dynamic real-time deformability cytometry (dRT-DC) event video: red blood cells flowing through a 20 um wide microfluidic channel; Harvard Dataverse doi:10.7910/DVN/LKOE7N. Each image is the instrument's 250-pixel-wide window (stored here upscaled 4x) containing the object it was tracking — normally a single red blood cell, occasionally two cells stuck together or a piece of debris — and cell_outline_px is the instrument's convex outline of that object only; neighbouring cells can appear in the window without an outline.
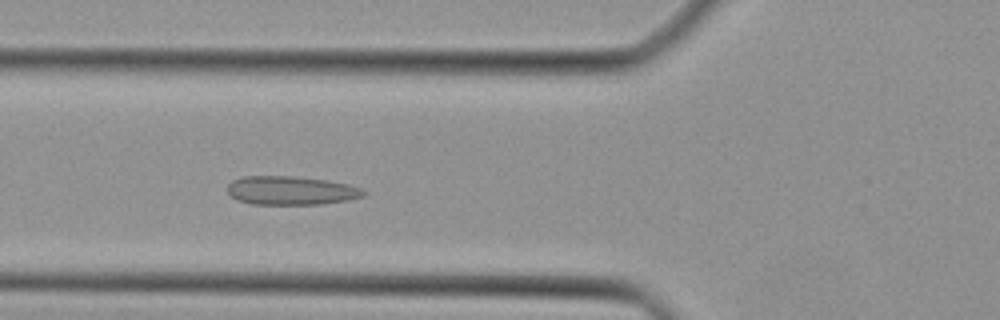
{"species": "Egyptian fruit bat (a non-hibernating species)", "species_latin": "Rousettus aegyptiacus", "temperature_condition": "cold", "stored_images_in_passage": 42, "camera_frame_rate_fps": 3000, "um_per_image_px": 0.085, "animal": {"sex": "female"}, "frame": {"image": 1, "passage_image": 14, "time_ms": 4.333, "image_size_px": [1000, 320], "cell_outline_px": [[368, 192], [364, 196], [344, 200], [320, 204], [252, 204], [236, 200], [228, 192], [228, 184], [232, 180], [244, 176], [292, 176], [324, 180], [348, 184], [360, 188]], "centroid_in_image_um": [24.7, 16.19], "position_along_channel_um": 101.1, "area_um2": 22.6}}
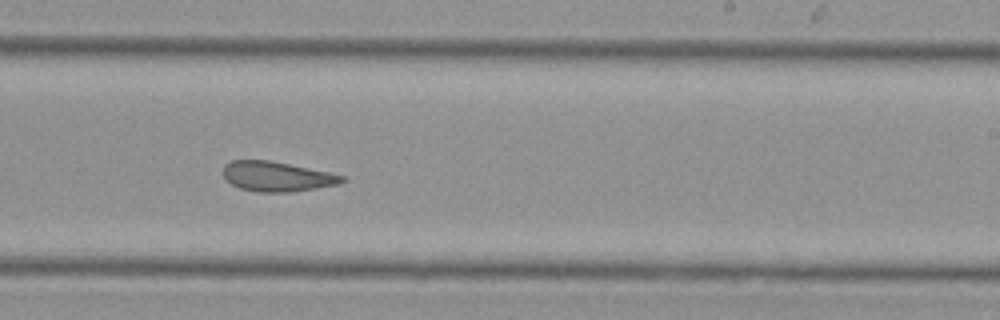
{"frame": {"image": 2, "passage_image": 25, "time_ms": 8.0, "image_size_px": [1000, 320], "cell_outline_px": [[344, 180], [340, 184], [292, 192], [256, 192], [240, 188], [224, 180], [224, 164], [232, 160], [268, 160], [328, 172], [344, 176]], "centroid_in_image_um": [23.5, 15.01], "position_along_channel_um": 265.5, "area_um2": 20.58}}
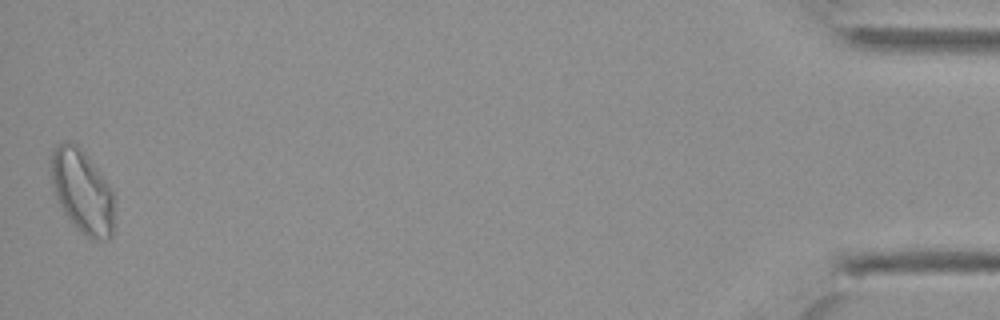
{"frame": {"image": 3, "passage_image": 42, "time_ms": 13.667, "image_size_px": [1000, 320], "cell_outline_px": [[112, 236], [108, 240], [92, 240], [64, 212], [52, 192], [52, 152], [56, 144], [64, 140], [76, 144], [84, 152], [108, 184], [112, 192]], "centroid_in_image_um": [6.96, 16.24], "position_along_channel_um": 428.2, "area_um2": 29.94}}